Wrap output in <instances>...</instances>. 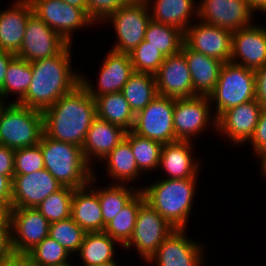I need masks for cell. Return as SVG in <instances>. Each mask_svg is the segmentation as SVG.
I'll return each instance as SVG.
<instances>
[{"mask_svg": "<svg viewBox=\"0 0 266 266\" xmlns=\"http://www.w3.org/2000/svg\"><path fill=\"white\" fill-rule=\"evenodd\" d=\"M197 19L209 25L235 32L252 25L253 12L247 0H201Z\"/></svg>", "mask_w": 266, "mask_h": 266, "instance_id": "4fadbf2b", "label": "cell"}, {"mask_svg": "<svg viewBox=\"0 0 266 266\" xmlns=\"http://www.w3.org/2000/svg\"><path fill=\"white\" fill-rule=\"evenodd\" d=\"M199 243L189 239L185 229H176L148 262H156V266H201L204 246Z\"/></svg>", "mask_w": 266, "mask_h": 266, "instance_id": "ac0fdd59", "label": "cell"}, {"mask_svg": "<svg viewBox=\"0 0 266 266\" xmlns=\"http://www.w3.org/2000/svg\"><path fill=\"white\" fill-rule=\"evenodd\" d=\"M247 3L252 12L257 10L266 12V0H247Z\"/></svg>", "mask_w": 266, "mask_h": 266, "instance_id": "816d5d0a", "label": "cell"}, {"mask_svg": "<svg viewBox=\"0 0 266 266\" xmlns=\"http://www.w3.org/2000/svg\"><path fill=\"white\" fill-rule=\"evenodd\" d=\"M37 266H62L70 253L56 240L47 236L27 253Z\"/></svg>", "mask_w": 266, "mask_h": 266, "instance_id": "74e56055", "label": "cell"}, {"mask_svg": "<svg viewBox=\"0 0 266 266\" xmlns=\"http://www.w3.org/2000/svg\"><path fill=\"white\" fill-rule=\"evenodd\" d=\"M94 99L98 118L120 126L127 132L132 130L135 114L122 92L96 96Z\"/></svg>", "mask_w": 266, "mask_h": 266, "instance_id": "83f0119b", "label": "cell"}, {"mask_svg": "<svg viewBox=\"0 0 266 266\" xmlns=\"http://www.w3.org/2000/svg\"><path fill=\"white\" fill-rule=\"evenodd\" d=\"M210 104L209 96L196 95L175 99L173 126L177 140L192 141V137L204 131L210 124H213L216 130V117L210 115Z\"/></svg>", "mask_w": 266, "mask_h": 266, "instance_id": "30bf717a", "label": "cell"}, {"mask_svg": "<svg viewBox=\"0 0 266 266\" xmlns=\"http://www.w3.org/2000/svg\"><path fill=\"white\" fill-rule=\"evenodd\" d=\"M74 190L72 187L63 186L44 199L36 209L50 223L67 219L71 214Z\"/></svg>", "mask_w": 266, "mask_h": 266, "instance_id": "8d00e7d4", "label": "cell"}, {"mask_svg": "<svg viewBox=\"0 0 266 266\" xmlns=\"http://www.w3.org/2000/svg\"><path fill=\"white\" fill-rule=\"evenodd\" d=\"M39 146L45 169L62 185L74 189L88 186L93 177L91 166L84 158L82 148L41 136Z\"/></svg>", "mask_w": 266, "mask_h": 266, "instance_id": "277c9868", "label": "cell"}, {"mask_svg": "<svg viewBox=\"0 0 266 266\" xmlns=\"http://www.w3.org/2000/svg\"><path fill=\"white\" fill-rule=\"evenodd\" d=\"M131 64L135 72L150 73L155 75L165 60L157 48L142 41L130 54Z\"/></svg>", "mask_w": 266, "mask_h": 266, "instance_id": "ab89813d", "label": "cell"}, {"mask_svg": "<svg viewBox=\"0 0 266 266\" xmlns=\"http://www.w3.org/2000/svg\"><path fill=\"white\" fill-rule=\"evenodd\" d=\"M256 100L266 109V65L255 71Z\"/></svg>", "mask_w": 266, "mask_h": 266, "instance_id": "bcb514c9", "label": "cell"}, {"mask_svg": "<svg viewBox=\"0 0 266 266\" xmlns=\"http://www.w3.org/2000/svg\"><path fill=\"white\" fill-rule=\"evenodd\" d=\"M42 113L44 134L47 137L81 148L89 127L97 117L95 99L82 83Z\"/></svg>", "mask_w": 266, "mask_h": 266, "instance_id": "6da1fadb", "label": "cell"}, {"mask_svg": "<svg viewBox=\"0 0 266 266\" xmlns=\"http://www.w3.org/2000/svg\"><path fill=\"white\" fill-rule=\"evenodd\" d=\"M62 266H74V265L68 263V264H66V265H62Z\"/></svg>", "mask_w": 266, "mask_h": 266, "instance_id": "9f6ffc18", "label": "cell"}, {"mask_svg": "<svg viewBox=\"0 0 266 266\" xmlns=\"http://www.w3.org/2000/svg\"><path fill=\"white\" fill-rule=\"evenodd\" d=\"M95 174L88 186L75 189L72 196L70 217L85 232H102L103 216L98 198V190L93 189L92 183L96 180ZM87 187V188H86ZM89 188V191L86 190Z\"/></svg>", "mask_w": 266, "mask_h": 266, "instance_id": "d4e9b609", "label": "cell"}, {"mask_svg": "<svg viewBox=\"0 0 266 266\" xmlns=\"http://www.w3.org/2000/svg\"><path fill=\"white\" fill-rule=\"evenodd\" d=\"M233 32L202 21L190 25L184 32V43L192 50L229 62Z\"/></svg>", "mask_w": 266, "mask_h": 266, "instance_id": "5bb4252c", "label": "cell"}, {"mask_svg": "<svg viewBox=\"0 0 266 266\" xmlns=\"http://www.w3.org/2000/svg\"><path fill=\"white\" fill-rule=\"evenodd\" d=\"M175 98L158 95L135 114L132 131L162 144L178 141L173 126Z\"/></svg>", "mask_w": 266, "mask_h": 266, "instance_id": "9c48e42d", "label": "cell"}, {"mask_svg": "<svg viewBox=\"0 0 266 266\" xmlns=\"http://www.w3.org/2000/svg\"><path fill=\"white\" fill-rule=\"evenodd\" d=\"M70 6H74L76 8H81L87 13V4L85 0H62Z\"/></svg>", "mask_w": 266, "mask_h": 266, "instance_id": "db71d44e", "label": "cell"}, {"mask_svg": "<svg viewBox=\"0 0 266 266\" xmlns=\"http://www.w3.org/2000/svg\"><path fill=\"white\" fill-rule=\"evenodd\" d=\"M191 143L178 140L163 144L158 167L163 168L168 179L197 177L200 162L193 159Z\"/></svg>", "mask_w": 266, "mask_h": 266, "instance_id": "484cf974", "label": "cell"}, {"mask_svg": "<svg viewBox=\"0 0 266 266\" xmlns=\"http://www.w3.org/2000/svg\"><path fill=\"white\" fill-rule=\"evenodd\" d=\"M87 14L96 23L104 21L110 14L126 5L130 0H85Z\"/></svg>", "mask_w": 266, "mask_h": 266, "instance_id": "b9f144b4", "label": "cell"}, {"mask_svg": "<svg viewBox=\"0 0 266 266\" xmlns=\"http://www.w3.org/2000/svg\"><path fill=\"white\" fill-rule=\"evenodd\" d=\"M108 187V188H107ZM103 189H98V198L103 216V231L105 225L140 192V189L128 188L126 184H111Z\"/></svg>", "mask_w": 266, "mask_h": 266, "instance_id": "836d02e7", "label": "cell"}, {"mask_svg": "<svg viewBox=\"0 0 266 266\" xmlns=\"http://www.w3.org/2000/svg\"><path fill=\"white\" fill-rule=\"evenodd\" d=\"M15 150L0 144V175L14 176Z\"/></svg>", "mask_w": 266, "mask_h": 266, "instance_id": "ee69618b", "label": "cell"}, {"mask_svg": "<svg viewBox=\"0 0 266 266\" xmlns=\"http://www.w3.org/2000/svg\"><path fill=\"white\" fill-rule=\"evenodd\" d=\"M176 229L146 201L140 207L130 240L123 246L136 247L140 256L148 263L161 243Z\"/></svg>", "mask_w": 266, "mask_h": 266, "instance_id": "ba28073f", "label": "cell"}, {"mask_svg": "<svg viewBox=\"0 0 266 266\" xmlns=\"http://www.w3.org/2000/svg\"><path fill=\"white\" fill-rule=\"evenodd\" d=\"M210 102H216V119L226 110L256 99L255 71L231 61L223 63Z\"/></svg>", "mask_w": 266, "mask_h": 266, "instance_id": "8992f818", "label": "cell"}, {"mask_svg": "<svg viewBox=\"0 0 266 266\" xmlns=\"http://www.w3.org/2000/svg\"><path fill=\"white\" fill-rule=\"evenodd\" d=\"M121 92L129 103L130 109L136 114L158 96L155 75L134 72Z\"/></svg>", "mask_w": 266, "mask_h": 266, "instance_id": "4dcf8cb0", "label": "cell"}, {"mask_svg": "<svg viewBox=\"0 0 266 266\" xmlns=\"http://www.w3.org/2000/svg\"><path fill=\"white\" fill-rule=\"evenodd\" d=\"M155 78L158 95L175 99L193 97L191 73L182 51L165 57Z\"/></svg>", "mask_w": 266, "mask_h": 266, "instance_id": "ffe728a7", "label": "cell"}, {"mask_svg": "<svg viewBox=\"0 0 266 266\" xmlns=\"http://www.w3.org/2000/svg\"><path fill=\"white\" fill-rule=\"evenodd\" d=\"M115 243L118 241L104 231L86 232L83 243L77 251L83 262L81 266L116 262L114 259Z\"/></svg>", "mask_w": 266, "mask_h": 266, "instance_id": "f546056e", "label": "cell"}, {"mask_svg": "<svg viewBox=\"0 0 266 266\" xmlns=\"http://www.w3.org/2000/svg\"><path fill=\"white\" fill-rule=\"evenodd\" d=\"M32 81L31 62L15 57L7 68L3 87L0 89V100L3 103L10 93L17 94L19 102L26 94ZM4 99V100H3Z\"/></svg>", "mask_w": 266, "mask_h": 266, "instance_id": "e575fe53", "label": "cell"}, {"mask_svg": "<svg viewBox=\"0 0 266 266\" xmlns=\"http://www.w3.org/2000/svg\"><path fill=\"white\" fill-rule=\"evenodd\" d=\"M151 1L146 0L152 12L150 13L152 20L176 27L183 32L191 25L189 23L192 15L197 16V6H194V0H154L152 4Z\"/></svg>", "mask_w": 266, "mask_h": 266, "instance_id": "4316f807", "label": "cell"}, {"mask_svg": "<svg viewBox=\"0 0 266 266\" xmlns=\"http://www.w3.org/2000/svg\"><path fill=\"white\" fill-rule=\"evenodd\" d=\"M256 155L258 157H261V172L264 175V177H266V147L260 149Z\"/></svg>", "mask_w": 266, "mask_h": 266, "instance_id": "f5cc1de1", "label": "cell"}, {"mask_svg": "<svg viewBox=\"0 0 266 266\" xmlns=\"http://www.w3.org/2000/svg\"><path fill=\"white\" fill-rule=\"evenodd\" d=\"M43 128V113L18 103L0 105V144L20 149L39 144Z\"/></svg>", "mask_w": 266, "mask_h": 266, "instance_id": "5b68a950", "label": "cell"}, {"mask_svg": "<svg viewBox=\"0 0 266 266\" xmlns=\"http://www.w3.org/2000/svg\"><path fill=\"white\" fill-rule=\"evenodd\" d=\"M68 44L33 13L26 23L23 43L16 56L29 62L51 58L59 54Z\"/></svg>", "mask_w": 266, "mask_h": 266, "instance_id": "7c38bea8", "label": "cell"}, {"mask_svg": "<svg viewBox=\"0 0 266 266\" xmlns=\"http://www.w3.org/2000/svg\"><path fill=\"white\" fill-rule=\"evenodd\" d=\"M12 200H0V225H11Z\"/></svg>", "mask_w": 266, "mask_h": 266, "instance_id": "f907efd6", "label": "cell"}, {"mask_svg": "<svg viewBox=\"0 0 266 266\" xmlns=\"http://www.w3.org/2000/svg\"><path fill=\"white\" fill-rule=\"evenodd\" d=\"M263 107L255 99L224 111L216 119V131L235 144L249 142Z\"/></svg>", "mask_w": 266, "mask_h": 266, "instance_id": "e0dca14e", "label": "cell"}, {"mask_svg": "<svg viewBox=\"0 0 266 266\" xmlns=\"http://www.w3.org/2000/svg\"><path fill=\"white\" fill-rule=\"evenodd\" d=\"M195 178L161 179L139 188L145 201L175 229H186L195 195Z\"/></svg>", "mask_w": 266, "mask_h": 266, "instance_id": "3957f363", "label": "cell"}, {"mask_svg": "<svg viewBox=\"0 0 266 266\" xmlns=\"http://www.w3.org/2000/svg\"><path fill=\"white\" fill-rule=\"evenodd\" d=\"M252 145V150L257 153L260 149L266 147V109L263 108L254 134L249 140Z\"/></svg>", "mask_w": 266, "mask_h": 266, "instance_id": "7bdbcfd3", "label": "cell"}, {"mask_svg": "<svg viewBox=\"0 0 266 266\" xmlns=\"http://www.w3.org/2000/svg\"><path fill=\"white\" fill-rule=\"evenodd\" d=\"M230 61L254 71L263 68L266 65V27L252 24L233 32Z\"/></svg>", "mask_w": 266, "mask_h": 266, "instance_id": "d6986e66", "label": "cell"}, {"mask_svg": "<svg viewBox=\"0 0 266 266\" xmlns=\"http://www.w3.org/2000/svg\"><path fill=\"white\" fill-rule=\"evenodd\" d=\"M0 266H37L26 253H13L9 258L0 261Z\"/></svg>", "mask_w": 266, "mask_h": 266, "instance_id": "7dc6e473", "label": "cell"}, {"mask_svg": "<svg viewBox=\"0 0 266 266\" xmlns=\"http://www.w3.org/2000/svg\"><path fill=\"white\" fill-rule=\"evenodd\" d=\"M44 168L43 154L39 144L15 150L14 175H26Z\"/></svg>", "mask_w": 266, "mask_h": 266, "instance_id": "60d3db41", "label": "cell"}, {"mask_svg": "<svg viewBox=\"0 0 266 266\" xmlns=\"http://www.w3.org/2000/svg\"><path fill=\"white\" fill-rule=\"evenodd\" d=\"M134 72L129 54L111 49L101 65L98 88L93 89V86L89 83L90 81L83 76H81V83L87 89L89 95L95 98L96 96L121 92Z\"/></svg>", "mask_w": 266, "mask_h": 266, "instance_id": "44dd1931", "label": "cell"}, {"mask_svg": "<svg viewBox=\"0 0 266 266\" xmlns=\"http://www.w3.org/2000/svg\"><path fill=\"white\" fill-rule=\"evenodd\" d=\"M15 57V54L0 49V89L3 87L9 63Z\"/></svg>", "mask_w": 266, "mask_h": 266, "instance_id": "c3c4849f", "label": "cell"}, {"mask_svg": "<svg viewBox=\"0 0 266 266\" xmlns=\"http://www.w3.org/2000/svg\"><path fill=\"white\" fill-rule=\"evenodd\" d=\"M13 176L0 175V200H12Z\"/></svg>", "mask_w": 266, "mask_h": 266, "instance_id": "681fc988", "label": "cell"}, {"mask_svg": "<svg viewBox=\"0 0 266 266\" xmlns=\"http://www.w3.org/2000/svg\"><path fill=\"white\" fill-rule=\"evenodd\" d=\"M181 51L191 73L193 96H209L214 91L224 62L194 51L185 43Z\"/></svg>", "mask_w": 266, "mask_h": 266, "instance_id": "cb8c5ba5", "label": "cell"}, {"mask_svg": "<svg viewBox=\"0 0 266 266\" xmlns=\"http://www.w3.org/2000/svg\"><path fill=\"white\" fill-rule=\"evenodd\" d=\"M91 266H119L117 262H108V263H102V264H96Z\"/></svg>", "mask_w": 266, "mask_h": 266, "instance_id": "11a10c76", "label": "cell"}, {"mask_svg": "<svg viewBox=\"0 0 266 266\" xmlns=\"http://www.w3.org/2000/svg\"><path fill=\"white\" fill-rule=\"evenodd\" d=\"M62 187L45 168L26 175H14L12 208H36L50 194Z\"/></svg>", "mask_w": 266, "mask_h": 266, "instance_id": "2e32d148", "label": "cell"}, {"mask_svg": "<svg viewBox=\"0 0 266 266\" xmlns=\"http://www.w3.org/2000/svg\"><path fill=\"white\" fill-rule=\"evenodd\" d=\"M103 160L107 163V174L113 181L115 179L117 184L132 182L141 173L131 145L126 139L122 140Z\"/></svg>", "mask_w": 266, "mask_h": 266, "instance_id": "f1b7e54d", "label": "cell"}, {"mask_svg": "<svg viewBox=\"0 0 266 266\" xmlns=\"http://www.w3.org/2000/svg\"><path fill=\"white\" fill-rule=\"evenodd\" d=\"M125 139L131 145L134 158L141 172L142 170L153 171L158 168L163 146L162 143L140 136L132 130L126 133Z\"/></svg>", "mask_w": 266, "mask_h": 266, "instance_id": "d590c367", "label": "cell"}, {"mask_svg": "<svg viewBox=\"0 0 266 266\" xmlns=\"http://www.w3.org/2000/svg\"><path fill=\"white\" fill-rule=\"evenodd\" d=\"M71 44L54 57L31 62L32 81L20 105L43 112L81 83L71 69Z\"/></svg>", "mask_w": 266, "mask_h": 266, "instance_id": "7a4b0ae2", "label": "cell"}, {"mask_svg": "<svg viewBox=\"0 0 266 266\" xmlns=\"http://www.w3.org/2000/svg\"><path fill=\"white\" fill-rule=\"evenodd\" d=\"M127 131L98 117L95 118L86 134L82 151L87 163L104 159L122 140ZM95 157V159H93ZM91 161V162H90Z\"/></svg>", "mask_w": 266, "mask_h": 266, "instance_id": "603a6c76", "label": "cell"}, {"mask_svg": "<svg viewBox=\"0 0 266 266\" xmlns=\"http://www.w3.org/2000/svg\"><path fill=\"white\" fill-rule=\"evenodd\" d=\"M144 41L149 42V45L154 46L167 57L181 51L184 32L151 19L146 28Z\"/></svg>", "mask_w": 266, "mask_h": 266, "instance_id": "1f68e13d", "label": "cell"}, {"mask_svg": "<svg viewBox=\"0 0 266 266\" xmlns=\"http://www.w3.org/2000/svg\"><path fill=\"white\" fill-rule=\"evenodd\" d=\"M30 0H16L0 12V49L17 54L22 46L28 18L33 14Z\"/></svg>", "mask_w": 266, "mask_h": 266, "instance_id": "7402d4cb", "label": "cell"}, {"mask_svg": "<svg viewBox=\"0 0 266 266\" xmlns=\"http://www.w3.org/2000/svg\"><path fill=\"white\" fill-rule=\"evenodd\" d=\"M150 13L146 0H130L110 14L105 21L111 20L118 39L112 50L130 54L144 40Z\"/></svg>", "mask_w": 266, "mask_h": 266, "instance_id": "52a82bcc", "label": "cell"}, {"mask_svg": "<svg viewBox=\"0 0 266 266\" xmlns=\"http://www.w3.org/2000/svg\"><path fill=\"white\" fill-rule=\"evenodd\" d=\"M30 2L34 14L69 44L72 43L73 31L94 24L84 10L70 6L62 0H30Z\"/></svg>", "mask_w": 266, "mask_h": 266, "instance_id": "8fae6325", "label": "cell"}, {"mask_svg": "<svg viewBox=\"0 0 266 266\" xmlns=\"http://www.w3.org/2000/svg\"><path fill=\"white\" fill-rule=\"evenodd\" d=\"M145 201L140 191L109 223L105 225L104 232L121 245H125L131 238L140 205Z\"/></svg>", "mask_w": 266, "mask_h": 266, "instance_id": "d6a6232c", "label": "cell"}, {"mask_svg": "<svg viewBox=\"0 0 266 266\" xmlns=\"http://www.w3.org/2000/svg\"><path fill=\"white\" fill-rule=\"evenodd\" d=\"M86 232L71 218L50 223L49 237L60 243L70 254L77 253Z\"/></svg>", "mask_w": 266, "mask_h": 266, "instance_id": "f35d334b", "label": "cell"}, {"mask_svg": "<svg viewBox=\"0 0 266 266\" xmlns=\"http://www.w3.org/2000/svg\"><path fill=\"white\" fill-rule=\"evenodd\" d=\"M11 225H0V261L13 253Z\"/></svg>", "mask_w": 266, "mask_h": 266, "instance_id": "f6af8a7d", "label": "cell"}, {"mask_svg": "<svg viewBox=\"0 0 266 266\" xmlns=\"http://www.w3.org/2000/svg\"><path fill=\"white\" fill-rule=\"evenodd\" d=\"M49 226L50 222L36 208H12L11 234L14 253L27 254L49 235Z\"/></svg>", "mask_w": 266, "mask_h": 266, "instance_id": "9a60e30c", "label": "cell"}]
</instances>
